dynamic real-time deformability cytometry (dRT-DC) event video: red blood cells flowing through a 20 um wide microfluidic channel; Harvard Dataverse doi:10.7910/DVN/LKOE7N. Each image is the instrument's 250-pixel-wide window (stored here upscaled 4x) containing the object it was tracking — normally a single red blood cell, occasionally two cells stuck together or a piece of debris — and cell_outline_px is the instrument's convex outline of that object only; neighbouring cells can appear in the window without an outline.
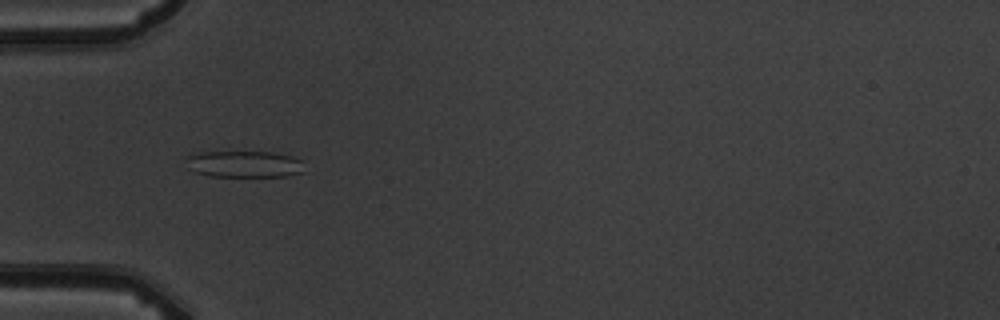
{"species": "common noctule bat (a hibernating species)", "species_latin": "Nyctalus noctula", "temperature_condition": "warm", "stored_images_in_passage": 5, "camera_frame_rate_fps": 3000, "um_per_image_px": 0.085, "animal": {"sex": "male", "body_mass_g": 19.5, "forearm_length_mm": 54.6}, "frame": {"image": 1, "passage_image": 4, "time_ms": 3.667, "image_size_px": [1000, 320], "cell_outline_px": [[304, 172], [284, 176], [208, 176], [192, 172], [188, 168], [188, 156], [200, 152], [272, 152], [292, 156], [304, 160]], "centroid_in_image_um": [20.8, 13.95], "position_along_channel_um": 64.2, "area_um2": 18.44}}
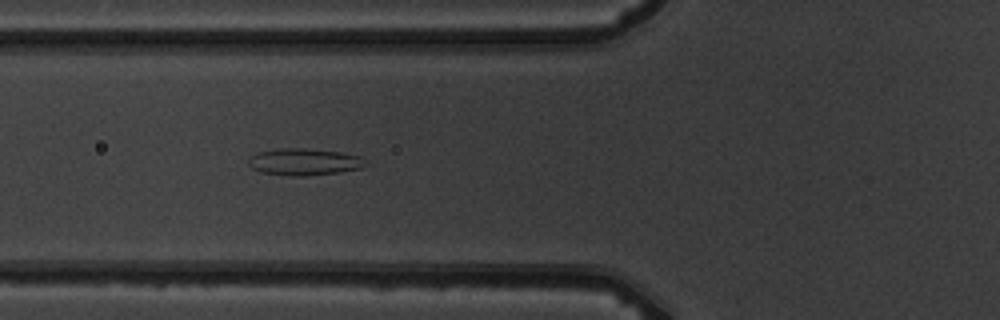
{"frame": {"image": 2, "passage_image": 5, "time_ms": 4.667, "image_size_px": [1000, 320], "cell_outline_px": [[364, 164], [360, 168], [340, 172], [304, 176], [288, 176], [260, 172], [252, 168], [248, 164], [248, 160], [256, 152], [284, 148], [304, 148], [340, 152], [360, 156]], "centroid_in_image_um": [25.79, 13.76], "position_along_channel_um": 100.0, "area_um2": 18.15}}